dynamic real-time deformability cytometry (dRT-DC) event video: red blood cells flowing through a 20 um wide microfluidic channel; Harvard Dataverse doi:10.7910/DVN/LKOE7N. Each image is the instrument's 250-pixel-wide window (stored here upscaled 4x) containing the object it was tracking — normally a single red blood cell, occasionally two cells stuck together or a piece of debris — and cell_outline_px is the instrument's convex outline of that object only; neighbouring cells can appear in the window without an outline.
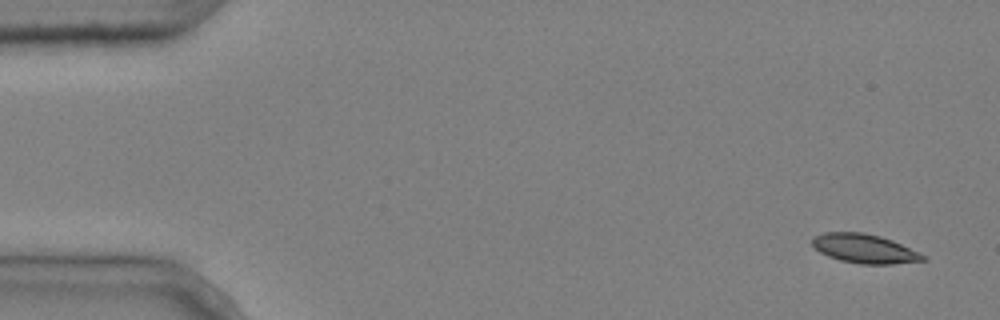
{"species": "common noctule bat (a hibernating species)", "species_latin": "Nyctalus noctula", "temperature_condition": "cold", "stored_images_in_passage": 6, "camera_frame_rate_fps": 3000, "um_per_image_px": 0.085, "animal": {"sex": "male", "body_mass_g": 20.4}, "frame": {"image": 1, "passage_image": 1, "time_ms": 0.0, "image_size_px": [1000, 320], "cell_outline_px": [[928, 260], [892, 264], [860, 264], [840, 260], [828, 256], [820, 252], [812, 244], [812, 236], [824, 232], [864, 232], [880, 236], [892, 240], [920, 252]], "centroid_in_image_um": [73.48, 21.13], "position_along_channel_um": 11.5, "area_um2": 18.84}}
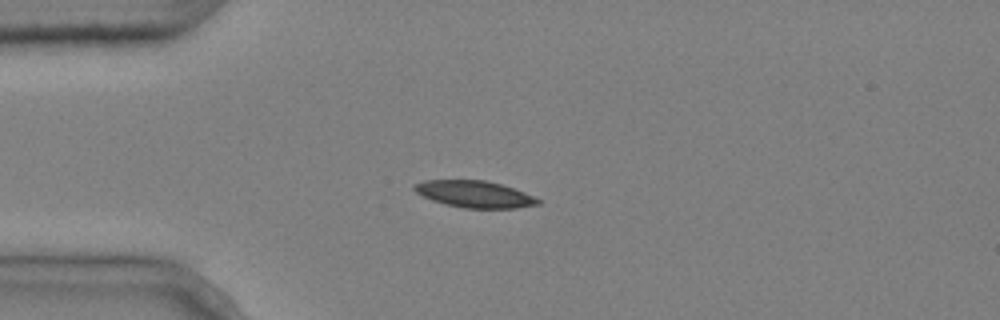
{"frame": {"image": 2, "passage_image": 4, "time_ms": 1.0, "image_size_px": [1000, 320], "cell_outline_px": [[540, 204], [516, 208], [464, 208], [444, 204], [432, 200], [416, 192], [412, 188], [412, 184], [424, 180], [484, 180], [500, 184], [524, 192], [540, 200]], "centroid_in_image_um": [40.29, 16.5], "position_along_channel_um": 44.7, "area_um2": 19.19}}